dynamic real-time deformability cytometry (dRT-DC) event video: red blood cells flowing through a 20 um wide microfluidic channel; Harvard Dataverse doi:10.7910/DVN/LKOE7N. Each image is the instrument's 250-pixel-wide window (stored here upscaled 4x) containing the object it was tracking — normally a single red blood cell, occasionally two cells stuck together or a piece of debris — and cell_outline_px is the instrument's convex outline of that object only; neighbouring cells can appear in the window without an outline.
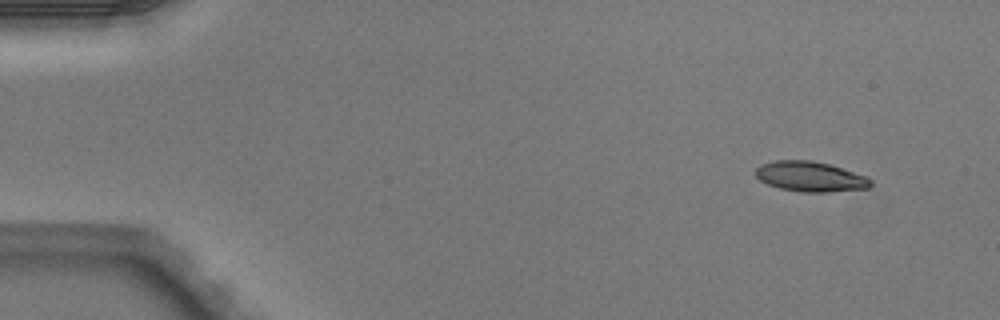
{"species": "Egyptian fruit bat (a non-hibernating species)", "species_latin": "Rousettus aegyptiacus", "temperature_condition": "warm", "stored_images_in_passage": 4, "camera_frame_rate_fps": 3000, "um_per_image_px": 0.085, "animal": {"sex": "male"}, "frame": {"image": 1, "passage_image": 1, "time_ms": 0.0, "image_size_px": [1000, 320], "cell_outline_px": [[872, 184], [868, 188], [828, 192], [800, 192], [780, 188], [768, 184], [760, 180], [756, 176], [756, 168], [760, 164], [776, 160], [812, 160], [828, 164], [868, 176], [872, 180]], "centroid_in_image_um": [68.89, 15.01], "position_along_channel_um": 16.1, "area_um2": 20.23}}
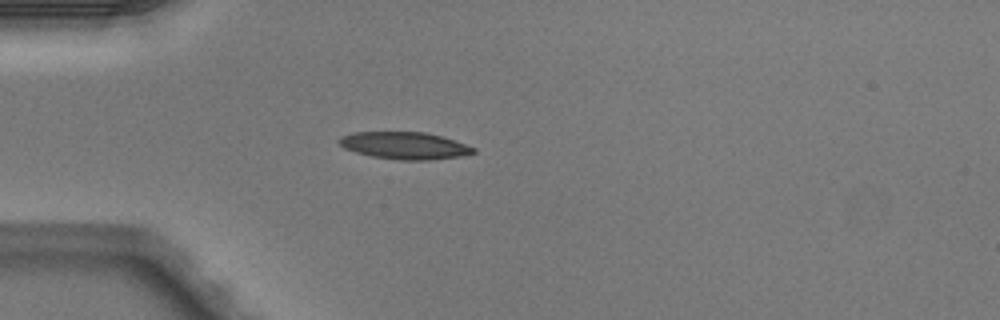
{"frame": {"image": 2, "passage_image": 4, "time_ms": 1.0, "image_size_px": [1000, 320], "cell_outline_px": [[476, 152], [464, 156], [428, 160], [400, 160], [372, 156], [356, 152], [344, 148], [336, 140], [340, 136], [352, 132], [424, 132], [440, 136], [476, 148]], "centroid_in_image_um": [34.36, 12.37], "position_along_channel_um": 50.6, "area_um2": 21.21}}